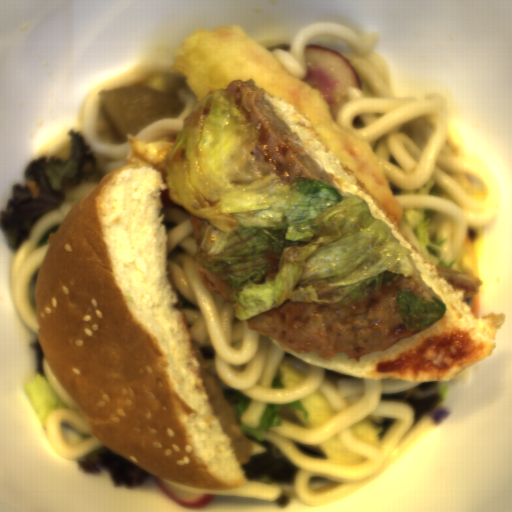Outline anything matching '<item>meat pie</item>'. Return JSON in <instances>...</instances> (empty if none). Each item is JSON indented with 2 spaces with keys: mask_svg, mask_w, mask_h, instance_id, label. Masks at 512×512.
<instances>
[{
  "mask_svg": "<svg viewBox=\"0 0 512 512\" xmlns=\"http://www.w3.org/2000/svg\"><path fill=\"white\" fill-rule=\"evenodd\" d=\"M190 344L199 365V378L206 389L207 399L212 406V414L219 418L225 435L232 438L233 450L240 466L249 465L252 446L238 424L235 408L228 403L220 383L210 371V363L205 361L198 342L192 339Z\"/></svg>",
  "mask_w": 512,
  "mask_h": 512,
  "instance_id": "3",
  "label": "meat pie"
},
{
  "mask_svg": "<svg viewBox=\"0 0 512 512\" xmlns=\"http://www.w3.org/2000/svg\"><path fill=\"white\" fill-rule=\"evenodd\" d=\"M399 291L443 303L415 268L409 278L402 275L363 303L315 304L288 298L279 307L245 321L248 329L277 340L285 351L314 352L329 361L343 353L359 362L362 356L383 352L421 333L406 327L398 307Z\"/></svg>",
  "mask_w": 512,
  "mask_h": 512,
  "instance_id": "1",
  "label": "meat pie"
},
{
  "mask_svg": "<svg viewBox=\"0 0 512 512\" xmlns=\"http://www.w3.org/2000/svg\"><path fill=\"white\" fill-rule=\"evenodd\" d=\"M189 223L196 248L194 263L202 285L210 294H219L221 299L234 308V302L230 296L231 286L224 279V272H212L203 267L198 261V251L202 243V231L206 225V219H200L188 212Z\"/></svg>",
  "mask_w": 512,
  "mask_h": 512,
  "instance_id": "4",
  "label": "meat pie"
},
{
  "mask_svg": "<svg viewBox=\"0 0 512 512\" xmlns=\"http://www.w3.org/2000/svg\"><path fill=\"white\" fill-rule=\"evenodd\" d=\"M434 268L438 278L445 279L449 285L453 286L455 291L465 290L464 302H467L468 306L472 307L474 297L479 294L480 287L485 282L475 276L471 269L454 270L441 264H435Z\"/></svg>",
  "mask_w": 512,
  "mask_h": 512,
  "instance_id": "5",
  "label": "meat pie"
},
{
  "mask_svg": "<svg viewBox=\"0 0 512 512\" xmlns=\"http://www.w3.org/2000/svg\"><path fill=\"white\" fill-rule=\"evenodd\" d=\"M225 90L231 102H238L248 93V107L252 125L258 132L256 147L262 159L271 162L272 170L288 183L298 178L316 180L337 189L332 177L305 146L290 125L279 118L256 80L235 79ZM338 190V189H337Z\"/></svg>",
  "mask_w": 512,
  "mask_h": 512,
  "instance_id": "2",
  "label": "meat pie"
}]
</instances>
